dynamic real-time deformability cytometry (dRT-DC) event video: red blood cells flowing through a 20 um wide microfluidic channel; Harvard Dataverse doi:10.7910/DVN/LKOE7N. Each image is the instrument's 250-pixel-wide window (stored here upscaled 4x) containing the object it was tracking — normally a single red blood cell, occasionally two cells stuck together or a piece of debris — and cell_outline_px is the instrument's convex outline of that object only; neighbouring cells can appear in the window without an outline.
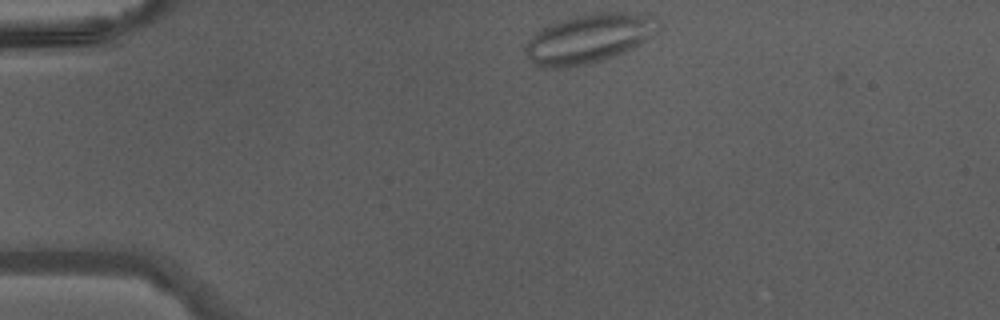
{"species": "Egyptian fruit bat (a non-hibernating species)", "species_latin": "Rousettus aegyptiacus", "temperature_condition": "warm", "stored_images_in_passage": 37, "camera_frame_rate_fps": 3000, "um_per_image_px": 0.085, "animal": {"sex": "male"}, "frame": {"image": 1, "passage_image": 1, "time_ms": 0.0, "image_size_px": [1000, 320], "cell_outline_px": [[660, 32], [648, 40], [624, 52], [588, 64], [560, 68], [548, 68], [532, 64], [524, 56], [524, 44], [536, 32], [548, 24], [572, 16], [596, 12], [624, 12], [644, 16], [656, 20], [660, 24]], "centroid_in_image_um": [50.0, 3.28], "position_along_channel_um": 35.0, "area_um2": 38.26}}
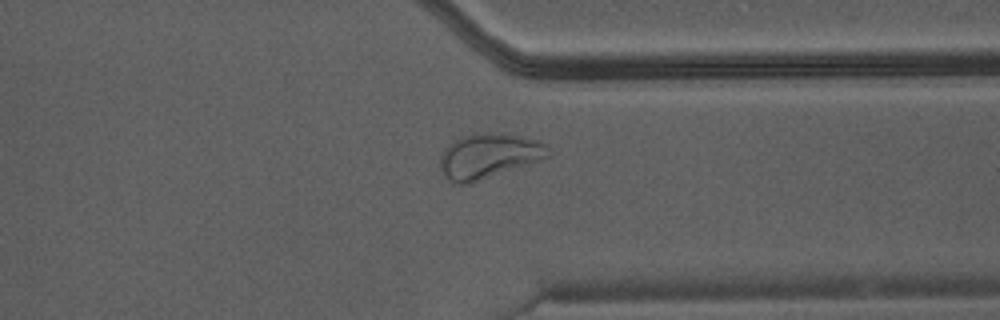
{"frame": {"image": 2, "passage_image": 27, "time_ms": 8.667, "image_size_px": [1000, 320], "cell_outline_px": [[548, 156], [468, 184], [460, 184], [448, 180], [444, 176], [440, 168], [440, 156], [444, 148], [448, 144], [464, 136], [520, 136], [536, 140], [548, 144]], "centroid_in_image_um": [41.47, 13.3], "position_along_channel_um": 369.9, "area_um2": 26.7}}
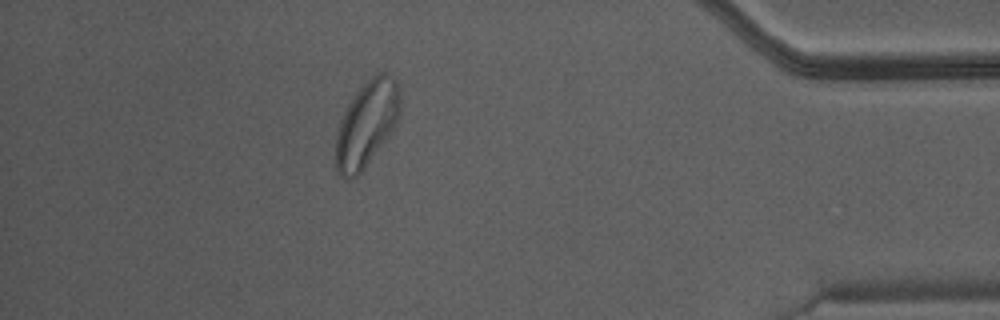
{"frame": {"image": 3, "passage_image": 32, "time_ms": 10.333, "image_size_px": [1000, 320], "cell_outline_px": [[400, 116], [396, 124], [364, 168], [356, 176], [340, 176], [336, 172], [336, 136], [344, 112], [348, 104], [356, 92], [372, 76], [380, 72], [384, 72], [396, 80], [400, 92]], "centroid_in_image_um": [31.18, 10.49], "position_along_channel_um": 404.0, "area_um2": 31.44}}